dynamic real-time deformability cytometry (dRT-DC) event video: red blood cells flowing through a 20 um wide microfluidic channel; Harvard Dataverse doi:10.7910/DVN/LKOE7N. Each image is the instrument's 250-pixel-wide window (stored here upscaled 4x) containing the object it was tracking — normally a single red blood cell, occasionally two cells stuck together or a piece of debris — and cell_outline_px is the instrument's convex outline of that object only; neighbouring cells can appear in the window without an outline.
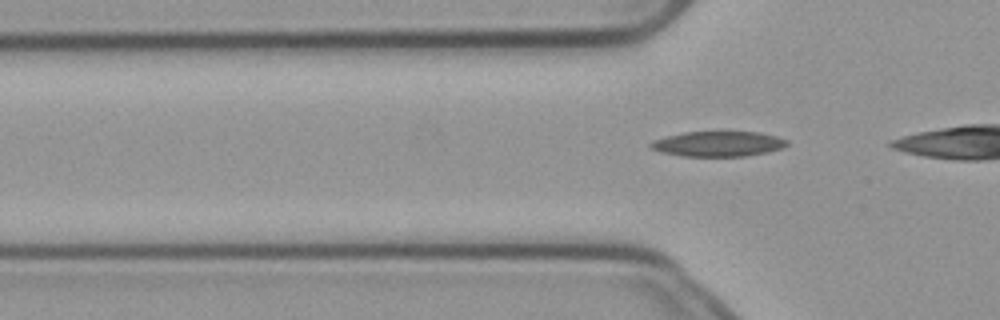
{"species": "common noctule bat (a hibernating species)", "species_latin": "Nyctalus noctula", "temperature_condition": "cold", "stored_images_in_passage": 3, "camera_frame_rate_fps": 3000, "um_per_image_px": 0.085, "animal": {"sex": "male", "body_mass_g": 23.1, "forearm_length_mm": 52.7}, "frame": {"image": 1, "passage_image": 3, "time_ms": 0.667, "image_size_px": [1000, 320], "cell_outline_px": [[788, 144], [784, 148], [768, 152], [744, 156], [684, 156], [660, 152], [652, 148], [648, 144], [652, 140], [684, 132], [760, 132], [776, 136], [788, 140]], "centroid_in_image_um": [61.07, 12.23], "position_along_channel_um": 64.7, "area_um2": 20.0}}